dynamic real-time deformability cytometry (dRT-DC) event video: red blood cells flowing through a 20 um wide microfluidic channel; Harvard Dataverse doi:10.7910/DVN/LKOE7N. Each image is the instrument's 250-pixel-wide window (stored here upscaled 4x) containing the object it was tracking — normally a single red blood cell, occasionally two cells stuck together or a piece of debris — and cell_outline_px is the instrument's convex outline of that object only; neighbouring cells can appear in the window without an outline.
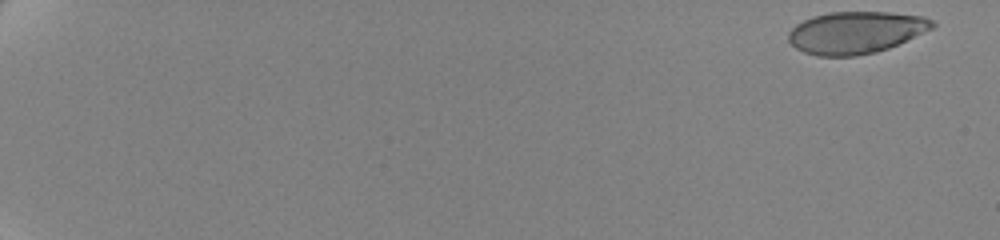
{"species": "human", "species_latin": "Homo sapiens", "temperature_condition": "cold", "stored_images_in_passage": 60, "camera_frame_rate_fps": 3000, "um_per_image_px": 0.085, "donor": {"sex": "female"}, "frame": {"image": 1, "passage_image": 1, "time_ms": 0.0, "image_size_px": [1000, 240], "cell_outline_px": [[936, 24], [932, 28], [888, 48], [876, 52], [856, 56], [816, 56], [804, 52], [796, 48], [788, 40], [788, 32], [796, 24], [812, 16], [828, 12], [888, 12], [924, 16], [932, 20]], "centroid_in_image_um": [72.71, 2.75], "position_along_channel_um": 12.3, "area_um2": 35.2}}
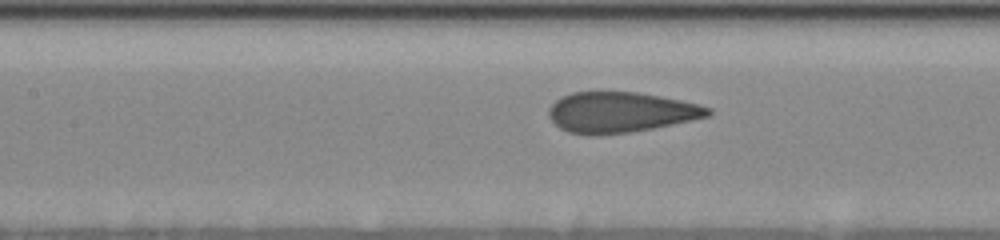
{"frame": {"image": 2, "passage_image": 31, "time_ms": 10.0, "image_size_px": [1000, 240], "cell_outline_px": [[712, 112], [708, 116], [672, 124], [652, 128], [628, 132], [596, 136], [568, 132], [560, 128], [548, 116], [548, 108], [556, 100], [572, 92], [636, 92], [660, 96], [700, 104], [712, 108]], "centroid_in_image_um": [52.73, 9.54], "position_along_channel_um": 154.7, "area_um2": 37.4}}
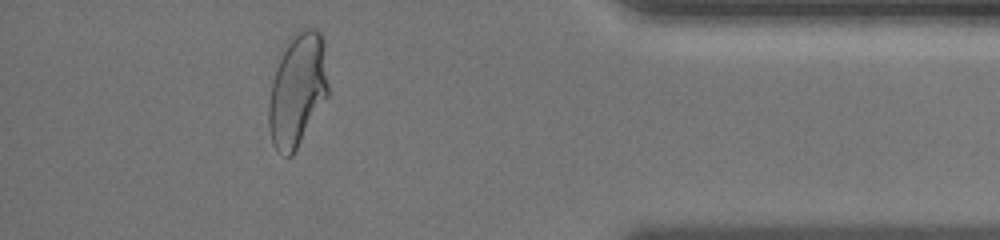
{"frame": {"image": 3, "passage_image": 55, "time_ms": 18.0, "image_size_px": [1000, 240], "cell_outline_px": [[328, 96], [292, 156], [288, 156], [276, 148], [272, 144], [268, 128], [268, 108], [272, 80], [280, 48], [288, 36], [300, 28], [316, 28], [320, 32], [324, 40], [328, 84]], "centroid_in_image_um": [25.26, 7.54], "position_along_channel_um": 409.9, "area_um2": 40.06}, "authors_computed_cell_mechanics": {"area_um2": 37.5989, "velocity_mm_per_s": 3.4901, "shape_relaxation_time_tau1_ms": 7.1002, "shape_relaxation_time_tau2_ms": null, "deformation_change_tau1": 0.1946, "deformation_change_tau2": null}}